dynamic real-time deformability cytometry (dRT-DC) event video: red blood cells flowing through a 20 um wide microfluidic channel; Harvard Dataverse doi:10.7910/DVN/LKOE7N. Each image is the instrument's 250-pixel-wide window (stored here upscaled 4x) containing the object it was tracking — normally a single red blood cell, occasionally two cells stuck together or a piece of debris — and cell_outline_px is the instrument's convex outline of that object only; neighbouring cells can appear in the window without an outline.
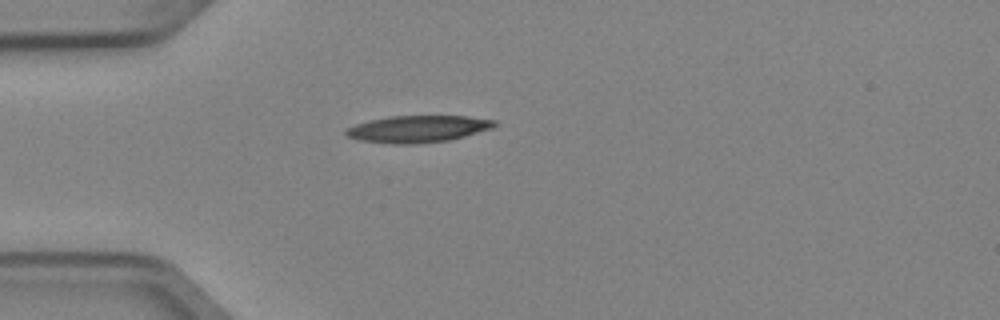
{"species": "Egyptian fruit bat (a non-hibernating species)", "species_latin": "Rousettus aegyptiacus", "temperature_condition": "cold", "stored_images_in_passage": 3, "camera_frame_rate_fps": 3000, "um_per_image_px": 0.085, "animal": {"sex": "female"}, "frame": {"image": 1, "passage_image": 3, "time_ms": 0.667, "image_size_px": [1000, 320], "cell_outline_px": [[496, 124], [492, 128], [464, 136], [448, 140], [416, 144], [392, 144], [356, 140], [348, 136], [344, 132], [344, 128], [368, 120], [388, 116], [468, 116], [496, 120]], "centroid_in_image_um": [35.46, 10.96], "position_along_channel_um": 49.5, "area_um2": 23.41}}